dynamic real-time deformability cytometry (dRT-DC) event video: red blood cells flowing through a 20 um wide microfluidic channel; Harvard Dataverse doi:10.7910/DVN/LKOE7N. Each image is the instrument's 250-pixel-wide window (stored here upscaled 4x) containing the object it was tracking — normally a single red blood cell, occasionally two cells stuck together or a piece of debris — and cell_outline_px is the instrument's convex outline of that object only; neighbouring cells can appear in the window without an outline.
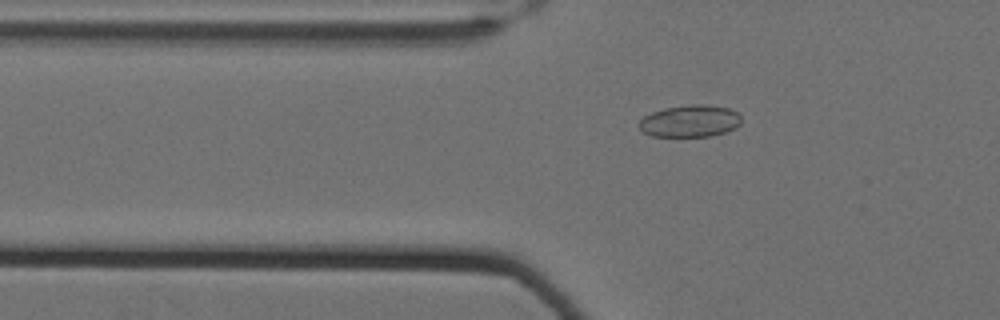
{"species": "Egyptian fruit bat (a non-hibernating species)", "species_latin": "Rousettus aegyptiacus", "temperature_condition": "cold", "stored_images_in_passage": 63, "camera_frame_rate_fps": 3000, "um_per_image_px": 0.085, "animal": {"sex": "female"}, "frame": {"image": 1, "passage_image": 24, "time_ms": 7.667, "image_size_px": [1000, 320], "cell_outline_px": [[740, 124], [736, 128], [712, 136], [652, 136], [644, 132], [636, 124], [644, 116], [652, 112], [664, 108], [696, 104], [704, 104], [728, 108], [736, 112], [740, 116]], "centroid_in_image_um": [58.63, 10.29], "position_along_channel_um": 67.2, "area_um2": 19.02}}
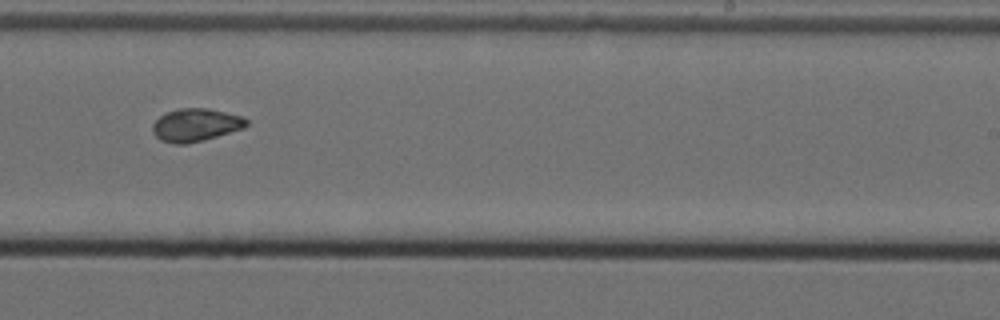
{"frame": {"image": 2, "passage_image": 42, "time_ms": 13.667, "image_size_px": [1000, 320], "cell_outline_px": [[248, 124], [244, 128], [216, 136], [184, 144], [176, 144], [160, 140], [152, 132], [152, 124], [160, 116], [168, 112], [180, 108], [208, 108], [240, 116], [248, 120]], "centroid_in_image_um": [16.61, 10.62], "position_along_channel_um": 272.4, "area_um2": 17.69}}
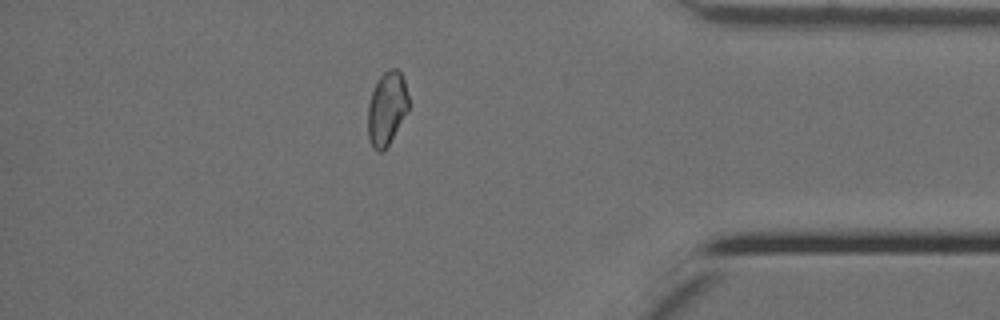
{"frame": {"image": 3, "passage_image": 55, "time_ms": 18.0, "image_size_px": [1000, 320], "cell_outline_px": [[408, 108], [388, 144], [380, 152], [376, 152], [372, 148], [368, 136], [368, 104], [376, 80], [388, 68], [396, 68], [400, 72], [404, 80], [408, 96]], "centroid_in_image_um": [32.85, 9.18], "position_along_channel_um": 402.4, "area_um2": 17.17}, "authors_computed_cell_mechanics": {"area_um2": 18.0914, "velocity_mm_per_s": 3.4981, "shape_relaxation_time_tau1_ms": null, "shape_relaxation_time_tau2_ms": 3.337, "deformation_change_tau1": null, "deformation_change_tau2": 0.0684}}